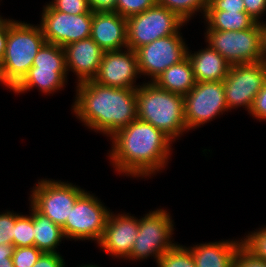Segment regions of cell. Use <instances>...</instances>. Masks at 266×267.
I'll use <instances>...</instances> for the list:
<instances>
[{
	"instance_id": "6da1fadb",
	"label": "cell",
	"mask_w": 266,
	"mask_h": 267,
	"mask_svg": "<svg viewBox=\"0 0 266 267\" xmlns=\"http://www.w3.org/2000/svg\"><path fill=\"white\" fill-rule=\"evenodd\" d=\"M112 140V141H111ZM110 162L119 174L147 178L165 169L172 140L152 124L135 119L110 137Z\"/></svg>"
},
{
	"instance_id": "7a4b0ae2",
	"label": "cell",
	"mask_w": 266,
	"mask_h": 267,
	"mask_svg": "<svg viewBox=\"0 0 266 267\" xmlns=\"http://www.w3.org/2000/svg\"><path fill=\"white\" fill-rule=\"evenodd\" d=\"M75 91L72 113L92 131L111 137L137 119V89L87 80L76 84Z\"/></svg>"
},
{
	"instance_id": "3957f363",
	"label": "cell",
	"mask_w": 266,
	"mask_h": 267,
	"mask_svg": "<svg viewBox=\"0 0 266 267\" xmlns=\"http://www.w3.org/2000/svg\"><path fill=\"white\" fill-rule=\"evenodd\" d=\"M137 119L152 124L173 143L188 132L184 96L161 89L149 80L137 88Z\"/></svg>"
},
{
	"instance_id": "277c9868",
	"label": "cell",
	"mask_w": 266,
	"mask_h": 267,
	"mask_svg": "<svg viewBox=\"0 0 266 267\" xmlns=\"http://www.w3.org/2000/svg\"><path fill=\"white\" fill-rule=\"evenodd\" d=\"M45 43L39 24L12 19L8 25L5 55L0 63V83L12 90L32 67L36 54Z\"/></svg>"
},
{
	"instance_id": "5b68a950",
	"label": "cell",
	"mask_w": 266,
	"mask_h": 267,
	"mask_svg": "<svg viewBox=\"0 0 266 267\" xmlns=\"http://www.w3.org/2000/svg\"><path fill=\"white\" fill-rule=\"evenodd\" d=\"M166 210H151L139 219V229L128 261H140L153 257L158 262L160 256L177 243L172 240L174 220ZM172 240V241H171Z\"/></svg>"
},
{
	"instance_id": "8992f818",
	"label": "cell",
	"mask_w": 266,
	"mask_h": 267,
	"mask_svg": "<svg viewBox=\"0 0 266 267\" xmlns=\"http://www.w3.org/2000/svg\"><path fill=\"white\" fill-rule=\"evenodd\" d=\"M207 43L230 65L261 62L260 23L242 31L205 30Z\"/></svg>"
},
{
	"instance_id": "52a82bcc",
	"label": "cell",
	"mask_w": 266,
	"mask_h": 267,
	"mask_svg": "<svg viewBox=\"0 0 266 267\" xmlns=\"http://www.w3.org/2000/svg\"><path fill=\"white\" fill-rule=\"evenodd\" d=\"M94 195L84 191L76 200L62 227L66 240H101L111 211Z\"/></svg>"
},
{
	"instance_id": "ba28073f",
	"label": "cell",
	"mask_w": 266,
	"mask_h": 267,
	"mask_svg": "<svg viewBox=\"0 0 266 267\" xmlns=\"http://www.w3.org/2000/svg\"><path fill=\"white\" fill-rule=\"evenodd\" d=\"M34 186L29 196L30 204L61 227L65 225L76 200L85 191L68 181L44 178Z\"/></svg>"
},
{
	"instance_id": "9c48e42d",
	"label": "cell",
	"mask_w": 266,
	"mask_h": 267,
	"mask_svg": "<svg viewBox=\"0 0 266 267\" xmlns=\"http://www.w3.org/2000/svg\"><path fill=\"white\" fill-rule=\"evenodd\" d=\"M186 23L158 3L127 18V46L136 51L158 38L177 34Z\"/></svg>"
},
{
	"instance_id": "30bf717a",
	"label": "cell",
	"mask_w": 266,
	"mask_h": 267,
	"mask_svg": "<svg viewBox=\"0 0 266 267\" xmlns=\"http://www.w3.org/2000/svg\"><path fill=\"white\" fill-rule=\"evenodd\" d=\"M229 111L223 81L196 82L184 96V117L189 130L199 128Z\"/></svg>"
},
{
	"instance_id": "8fae6325",
	"label": "cell",
	"mask_w": 266,
	"mask_h": 267,
	"mask_svg": "<svg viewBox=\"0 0 266 267\" xmlns=\"http://www.w3.org/2000/svg\"><path fill=\"white\" fill-rule=\"evenodd\" d=\"M266 83V64L263 62L231 65L223 80L228 109L244 107L251 111L255 96Z\"/></svg>"
},
{
	"instance_id": "7c38bea8",
	"label": "cell",
	"mask_w": 266,
	"mask_h": 267,
	"mask_svg": "<svg viewBox=\"0 0 266 267\" xmlns=\"http://www.w3.org/2000/svg\"><path fill=\"white\" fill-rule=\"evenodd\" d=\"M169 35L146 44L136 50L140 75L153 82L170 66L187 57V44L182 33Z\"/></svg>"
},
{
	"instance_id": "4fadbf2b",
	"label": "cell",
	"mask_w": 266,
	"mask_h": 267,
	"mask_svg": "<svg viewBox=\"0 0 266 267\" xmlns=\"http://www.w3.org/2000/svg\"><path fill=\"white\" fill-rule=\"evenodd\" d=\"M40 28L47 43L67 46L91 35L93 13L71 15L43 6Z\"/></svg>"
},
{
	"instance_id": "5bb4252c",
	"label": "cell",
	"mask_w": 266,
	"mask_h": 267,
	"mask_svg": "<svg viewBox=\"0 0 266 267\" xmlns=\"http://www.w3.org/2000/svg\"><path fill=\"white\" fill-rule=\"evenodd\" d=\"M140 72L136 51L125 48L118 51L104 52L99 70L93 81L114 88H133Z\"/></svg>"
},
{
	"instance_id": "9a60e30c",
	"label": "cell",
	"mask_w": 266,
	"mask_h": 267,
	"mask_svg": "<svg viewBox=\"0 0 266 267\" xmlns=\"http://www.w3.org/2000/svg\"><path fill=\"white\" fill-rule=\"evenodd\" d=\"M139 219L129 213L110 212L98 246L117 259H127L138 235Z\"/></svg>"
},
{
	"instance_id": "2e32d148",
	"label": "cell",
	"mask_w": 266,
	"mask_h": 267,
	"mask_svg": "<svg viewBox=\"0 0 266 267\" xmlns=\"http://www.w3.org/2000/svg\"><path fill=\"white\" fill-rule=\"evenodd\" d=\"M63 49L67 73H74L76 83L93 80L105 51L91 37L71 43Z\"/></svg>"
},
{
	"instance_id": "e0dca14e",
	"label": "cell",
	"mask_w": 266,
	"mask_h": 267,
	"mask_svg": "<svg viewBox=\"0 0 266 267\" xmlns=\"http://www.w3.org/2000/svg\"><path fill=\"white\" fill-rule=\"evenodd\" d=\"M90 37L105 51L127 46V18L117 12H93Z\"/></svg>"
},
{
	"instance_id": "ac0fdd59",
	"label": "cell",
	"mask_w": 266,
	"mask_h": 267,
	"mask_svg": "<svg viewBox=\"0 0 266 267\" xmlns=\"http://www.w3.org/2000/svg\"><path fill=\"white\" fill-rule=\"evenodd\" d=\"M187 50L196 82L223 81L231 65L209 44L198 51Z\"/></svg>"
},
{
	"instance_id": "d6986e66",
	"label": "cell",
	"mask_w": 266,
	"mask_h": 267,
	"mask_svg": "<svg viewBox=\"0 0 266 267\" xmlns=\"http://www.w3.org/2000/svg\"><path fill=\"white\" fill-rule=\"evenodd\" d=\"M240 240H222L189 246L196 267H233Z\"/></svg>"
},
{
	"instance_id": "ffe728a7",
	"label": "cell",
	"mask_w": 266,
	"mask_h": 267,
	"mask_svg": "<svg viewBox=\"0 0 266 267\" xmlns=\"http://www.w3.org/2000/svg\"><path fill=\"white\" fill-rule=\"evenodd\" d=\"M66 68H39L31 67L23 79L10 91L23 94L34 87L47 94L56 93L67 84Z\"/></svg>"
},
{
	"instance_id": "44dd1931",
	"label": "cell",
	"mask_w": 266,
	"mask_h": 267,
	"mask_svg": "<svg viewBox=\"0 0 266 267\" xmlns=\"http://www.w3.org/2000/svg\"><path fill=\"white\" fill-rule=\"evenodd\" d=\"M153 83L161 89L185 96L196 84L188 57L167 68Z\"/></svg>"
},
{
	"instance_id": "7402d4cb",
	"label": "cell",
	"mask_w": 266,
	"mask_h": 267,
	"mask_svg": "<svg viewBox=\"0 0 266 267\" xmlns=\"http://www.w3.org/2000/svg\"><path fill=\"white\" fill-rule=\"evenodd\" d=\"M32 219L34 229V246L43 253L57 252L63 238H66L61 226L52 222L48 217L39 213L32 206Z\"/></svg>"
},
{
	"instance_id": "603a6c76",
	"label": "cell",
	"mask_w": 266,
	"mask_h": 267,
	"mask_svg": "<svg viewBox=\"0 0 266 267\" xmlns=\"http://www.w3.org/2000/svg\"><path fill=\"white\" fill-rule=\"evenodd\" d=\"M206 30L242 31L251 28L256 22L246 12L207 10L204 16Z\"/></svg>"
},
{
	"instance_id": "cb8c5ba5",
	"label": "cell",
	"mask_w": 266,
	"mask_h": 267,
	"mask_svg": "<svg viewBox=\"0 0 266 267\" xmlns=\"http://www.w3.org/2000/svg\"><path fill=\"white\" fill-rule=\"evenodd\" d=\"M158 4L175 13L187 24L197 12L202 13L204 18L209 0H158Z\"/></svg>"
},
{
	"instance_id": "d4e9b609",
	"label": "cell",
	"mask_w": 266,
	"mask_h": 267,
	"mask_svg": "<svg viewBox=\"0 0 266 267\" xmlns=\"http://www.w3.org/2000/svg\"><path fill=\"white\" fill-rule=\"evenodd\" d=\"M32 67L66 68L63 47L46 42L36 54Z\"/></svg>"
},
{
	"instance_id": "484cf974",
	"label": "cell",
	"mask_w": 266,
	"mask_h": 267,
	"mask_svg": "<svg viewBox=\"0 0 266 267\" xmlns=\"http://www.w3.org/2000/svg\"><path fill=\"white\" fill-rule=\"evenodd\" d=\"M157 265V267H196L191 250L180 244L163 253Z\"/></svg>"
},
{
	"instance_id": "4316f807",
	"label": "cell",
	"mask_w": 266,
	"mask_h": 267,
	"mask_svg": "<svg viewBox=\"0 0 266 267\" xmlns=\"http://www.w3.org/2000/svg\"><path fill=\"white\" fill-rule=\"evenodd\" d=\"M29 215L21 214L15 222L14 247L34 246V229L32 219V205L29 204Z\"/></svg>"
},
{
	"instance_id": "83f0119b",
	"label": "cell",
	"mask_w": 266,
	"mask_h": 267,
	"mask_svg": "<svg viewBox=\"0 0 266 267\" xmlns=\"http://www.w3.org/2000/svg\"><path fill=\"white\" fill-rule=\"evenodd\" d=\"M258 229L242 237V244L256 257L266 261V226Z\"/></svg>"
},
{
	"instance_id": "f1b7e54d",
	"label": "cell",
	"mask_w": 266,
	"mask_h": 267,
	"mask_svg": "<svg viewBox=\"0 0 266 267\" xmlns=\"http://www.w3.org/2000/svg\"><path fill=\"white\" fill-rule=\"evenodd\" d=\"M157 3L158 0H117L116 12L124 18H128L144 12Z\"/></svg>"
},
{
	"instance_id": "f546056e",
	"label": "cell",
	"mask_w": 266,
	"mask_h": 267,
	"mask_svg": "<svg viewBox=\"0 0 266 267\" xmlns=\"http://www.w3.org/2000/svg\"><path fill=\"white\" fill-rule=\"evenodd\" d=\"M20 213L14 211L0 212V244H10L14 246V231L16 219Z\"/></svg>"
},
{
	"instance_id": "4dcf8cb0",
	"label": "cell",
	"mask_w": 266,
	"mask_h": 267,
	"mask_svg": "<svg viewBox=\"0 0 266 267\" xmlns=\"http://www.w3.org/2000/svg\"><path fill=\"white\" fill-rule=\"evenodd\" d=\"M43 254L35 246L30 247H15L12 261L14 267H32L39 257Z\"/></svg>"
},
{
	"instance_id": "1f68e13d",
	"label": "cell",
	"mask_w": 266,
	"mask_h": 267,
	"mask_svg": "<svg viewBox=\"0 0 266 267\" xmlns=\"http://www.w3.org/2000/svg\"><path fill=\"white\" fill-rule=\"evenodd\" d=\"M48 4L57 11L71 15L93 13L88 0H52Z\"/></svg>"
},
{
	"instance_id": "d6a6232c",
	"label": "cell",
	"mask_w": 266,
	"mask_h": 267,
	"mask_svg": "<svg viewBox=\"0 0 266 267\" xmlns=\"http://www.w3.org/2000/svg\"><path fill=\"white\" fill-rule=\"evenodd\" d=\"M233 267H266V261L256 257L241 243L237 248Z\"/></svg>"
},
{
	"instance_id": "836d02e7",
	"label": "cell",
	"mask_w": 266,
	"mask_h": 267,
	"mask_svg": "<svg viewBox=\"0 0 266 267\" xmlns=\"http://www.w3.org/2000/svg\"><path fill=\"white\" fill-rule=\"evenodd\" d=\"M249 115H252L253 118L259 120V122H261V120L266 122V83L255 96Z\"/></svg>"
},
{
	"instance_id": "e575fe53",
	"label": "cell",
	"mask_w": 266,
	"mask_h": 267,
	"mask_svg": "<svg viewBox=\"0 0 266 267\" xmlns=\"http://www.w3.org/2000/svg\"><path fill=\"white\" fill-rule=\"evenodd\" d=\"M207 10L246 12L243 0H209Z\"/></svg>"
},
{
	"instance_id": "d590c367",
	"label": "cell",
	"mask_w": 266,
	"mask_h": 267,
	"mask_svg": "<svg viewBox=\"0 0 266 267\" xmlns=\"http://www.w3.org/2000/svg\"><path fill=\"white\" fill-rule=\"evenodd\" d=\"M243 1L246 13L256 23H262L261 18L262 16H264L263 14L266 13V0H243Z\"/></svg>"
},
{
	"instance_id": "8d00e7d4",
	"label": "cell",
	"mask_w": 266,
	"mask_h": 267,
	"mask_svg": "<svg viewBox=\"0 0 266 267\" xmlns=\"http://www.w3.org/2000/svg\"><path fill=\"white\" fill-rule=\"evenodd\" d=\"M60 253H43L32 267H65Z\"/></svg>"
},
{
	"instance_id": "74e56055",
	"label": "cell",
	"mask_w": 266,
	"mask_h": 267,
	"mask_svg": "<svg viewBox=\"0 0 266 267\" xmlns=\"http://www.w3.org/2000/svg\"><path fill=\"white\" fill-rule=\"evenodd\" d=\"M117 0H88L93 12H116Z\"/></svg>"
},
{
	"instance_id": "f35d334b",
	"label": "cell",
	"mask_w": 266,
	"mask_h": 267,
	"mask_svg": "<svg viewBox=\"0 0 266 267\" xmlns=\"http://www.w3.org/2000/svg\"><path fill=\"white\" fill-rule=\"evenodd\" d=\"M12 19H3L0 15V63L2 62L7 43L8 25Z\"/></svg>"
},
{
	"instance_id": "ab89813d",
	"label": "cell",
	"mask_w": 266,
	"mask_h": 267,
	"mask_svg": "<svg viewBox=\"0 0 266 267\" xmlns=\"http://www.w3.org/2000/svg\"><path fill=\"white\" fill-rule=\"evenodd\" d=\"M261 44H262V59L261 62L266 64V22L262 20L260 23Z\"/></svg>"
},
{
	"instance_id": "60d3db41",
	"label": "cell",
	"mask_w": 266,
	"mask_h": 267,
	"mask_svg": "<svg viewBox=\"0 0 266 267\" xmlns=\"http://www.w3.org/2000/svg\"><path fill=\"white\" fill-rule=\"evenodd\" d=\"M15 247L10 244H0V259L12 258Z\"/></svg>"
},
{
	"instance_id": "b9f144b4",
	"label": "cell",
	"mask_w": 266,
	"mask_h": 267,
	"mask_svg": "<svg viewBox=\"0 0 266 267\" xmlns=\"http://www.w3.org/2000/svg\"><path fill=\"white\" fill-rule=\"evenodd\" d=\"M0 267H14L12 258L0 259Z\"/></svg>"
},
{
	"instance_id": "7bdbcfd3",
	"label": "cell",
	"mask_w": 266,
	"mask_h": 267,
	"mask_svg": "<svg viewBox=\"0 0 266 267\" xmlns=\"http://www.w3.org/2000/svg\"><path fill=\"white\" fill-rule=\"evenodd\" d=\"M79 267H100V266L95 265V264H94V265H91V264H90V265H89V264L86 265V264H85V265H81V266H79Z\"/></svg>"
}]
</instances>
